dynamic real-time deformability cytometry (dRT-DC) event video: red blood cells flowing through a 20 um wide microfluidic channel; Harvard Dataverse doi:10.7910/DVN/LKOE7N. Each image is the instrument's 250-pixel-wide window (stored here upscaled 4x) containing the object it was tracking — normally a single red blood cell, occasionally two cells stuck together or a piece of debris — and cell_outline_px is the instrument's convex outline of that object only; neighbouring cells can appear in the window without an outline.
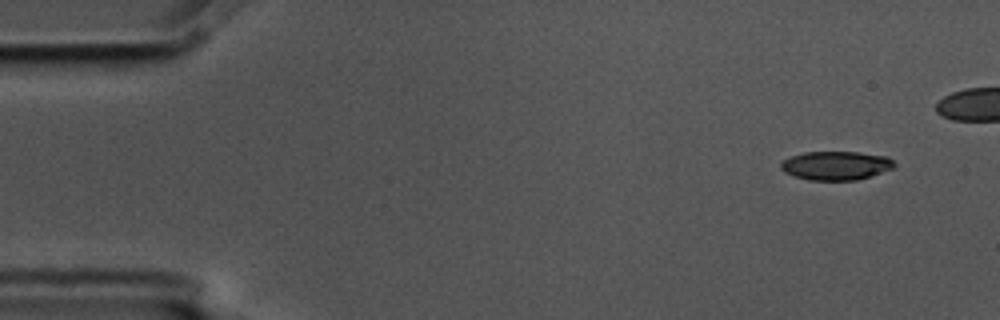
{"species": "common noctule bat (a hibernating species)", "species_latin": "Nyctalus noctula", "temperature_condition": "cold", "stored_images_in_passage": 7, "camera_frame_rate_fps": 3000, "um_per_image_px": 0.085, "animal": {"sex": "male", "body_mass_g": 17.5, "forearm_length_mm": 52.3}, "frame": {"image": 1, "passage_image": 1, "time_ms": 0.0, "image_size_px": [1000, 320], "cell_outline_px": [[896, 168], [856, 180], [808, 180], [784, 172], [780, 168], [780, 164], [784, 160], [792, 156], [804, 152], [860, 152], [888, 156], [896, 164]], "centroid_in_image_um": [71.1, 14.07], "position_along_channel_um": 13.9, "area_um2": 19.07}}